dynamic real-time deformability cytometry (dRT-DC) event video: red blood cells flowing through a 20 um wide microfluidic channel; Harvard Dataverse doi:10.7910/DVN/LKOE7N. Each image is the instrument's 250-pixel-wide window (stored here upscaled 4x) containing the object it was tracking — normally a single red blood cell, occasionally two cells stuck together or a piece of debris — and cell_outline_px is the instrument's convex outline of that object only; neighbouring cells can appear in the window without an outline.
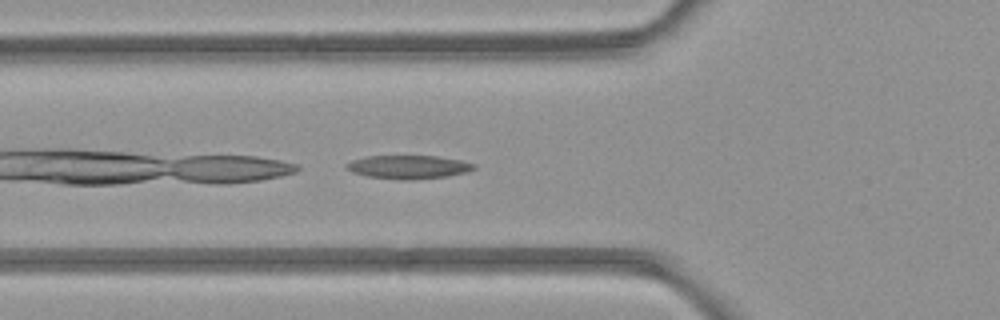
{"species": "common noctule bat (a hibernating species)", "species_latin": "Nyctalus noctula", "temperature_condition": "room temperature", "stored_images_in_passage": 4, "camera_frame_rate_fps": 3000, "um_per_image_px": 0.085, "animal": {"sex": "female", "body_mass_g": 21.9}, "frame": {"image": 1, "passage_image": 4, "time_ms": 3.667, "image_size_px": [1000, 320], "cell_outline_px": [[476, 168], [468, 172], [448, 176], [412, 180], [400, 180], [368, 176], [352, 172], [344, 164], [352, 160], [368, 156], [436, 156], [460, 160], [476, 164]], "centroid_in_image_um": [34.75, 14.2], "position_along_channel_um": 91.1, "area_um2": 17.46}}